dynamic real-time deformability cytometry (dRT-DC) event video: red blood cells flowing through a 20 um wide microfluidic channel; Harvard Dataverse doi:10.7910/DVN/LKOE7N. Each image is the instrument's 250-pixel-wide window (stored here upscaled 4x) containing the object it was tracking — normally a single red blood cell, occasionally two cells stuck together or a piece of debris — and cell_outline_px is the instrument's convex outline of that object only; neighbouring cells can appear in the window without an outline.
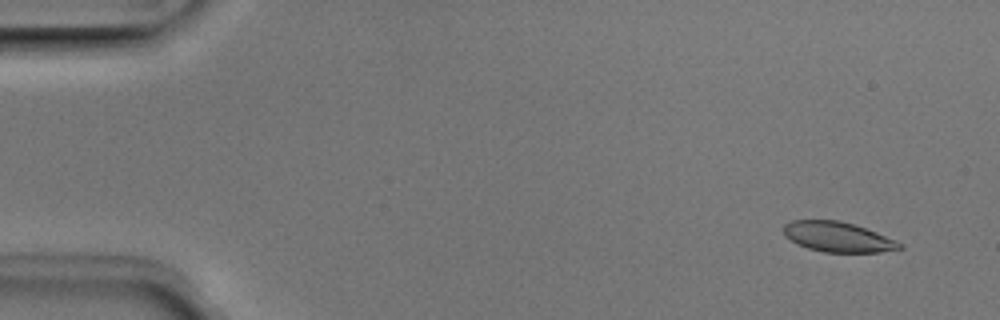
{"species": "Egyptian fruit bat (a non-hibernating species)", "species_latin": "Rousettus aegyptiacus", "temperature_condition": "room temperature", "stored_images_in_passage": 53, "segment_of_instrument_passage": [1, 2], "camera_frame_rate_fps": 3000, "um_per_image_px": 0.085, "animal": {"sex": "male"}, "frame": {"image": 1, "passage_image": 4, "time_ms": 1.0, "image_size_px": [1000, 320], "cell_outline_px": [[904, 248], [880, 252], [824, 252], [808, 248], [796, 244], [784, 236], [784, 224], [792, 220], [840, 220], [876, 232], [896, 240], [904, 244]], "centroid_in_image_um": [71.21, 20.14], "position_along_channel_um": 13.8, "area_um2": 20.35}}
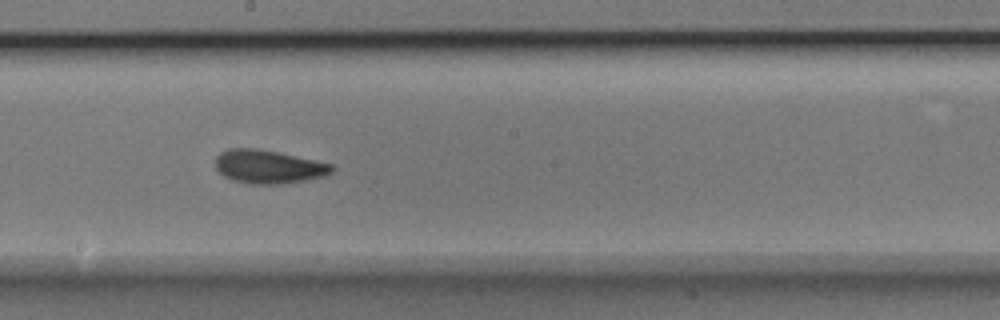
{"frame": {"image": 2, "passage_image": 29, "time_ms": 9.333, "image_size_px": [1000, 320], "cell_outline_px": [[336, 168], [332, 172], [324, 176], [304, 180], [276, 184], [252, 184], [232, 180], [224, 176], [216, 168], [216, 156], [220, 152], [228, 148], [256, 148], [276, 152], [332, 164]], "centroid_in_image_um": [22.79, 14.16], "position_along_channel_um": 225.4, "area_um2": 22.48}}
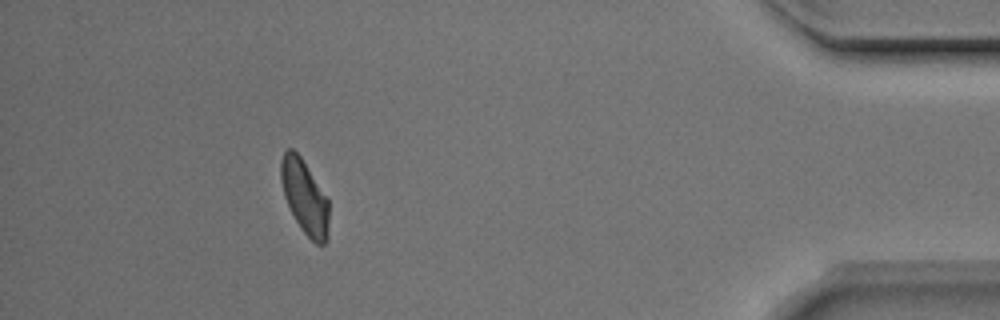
{"frame": {"image": 3, "passage_image": 47, "time_ms": 15.333, "image_size_px": [1000, 320], "cell_outline_px": [[328, 240], [324, 244], [316, 244], [304, 232], [296, 220], [284, 196], [280, 180], [280, 160], [284, 152], [288, 148], [292, 148], [300, 156], [328, 200]], "centroid_in_image_um": [25.88, 16.73], "position_along_channel_um": 409.3, "area_um2": 20.35}}